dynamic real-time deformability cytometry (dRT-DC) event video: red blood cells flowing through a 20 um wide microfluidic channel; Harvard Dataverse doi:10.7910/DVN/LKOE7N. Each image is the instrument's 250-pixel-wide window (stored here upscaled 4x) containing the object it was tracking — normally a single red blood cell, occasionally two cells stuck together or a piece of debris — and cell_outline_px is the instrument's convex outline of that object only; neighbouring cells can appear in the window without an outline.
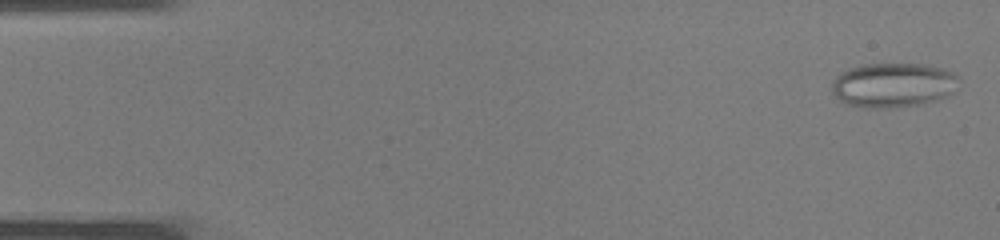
{"species": "common noctule bat (a hibernating species)", "species_latin": "Nyctalus noctula", "temperature_condition": "warm", "stored_images_in_passage": 10, "camera_frame_rate_fps": 3000, "um_per_image_px": 0.085, "animal": {"sex": "male", "body_mass_g": 19.0, "forearm_length_mm": 50.8}, "frame": {"image": 1, "passage_image": 1, "time_ms": 0.0, "image_size_px": [1000, 240], "cell_outline_px": [[960, 80], [956, 92], [948, 96], [924, 104], [896, 108], [868, 108], [848, 104], [840, 100], [832, 92], [832, 84], [836, 76], [848, 68], [860, 64], [924, 64], [944, 68], [952, 72]], "centroid_in_image_um": [75.97, 7.23], "position_along_channel_um": 9.0, "area_um2": 33.47}}